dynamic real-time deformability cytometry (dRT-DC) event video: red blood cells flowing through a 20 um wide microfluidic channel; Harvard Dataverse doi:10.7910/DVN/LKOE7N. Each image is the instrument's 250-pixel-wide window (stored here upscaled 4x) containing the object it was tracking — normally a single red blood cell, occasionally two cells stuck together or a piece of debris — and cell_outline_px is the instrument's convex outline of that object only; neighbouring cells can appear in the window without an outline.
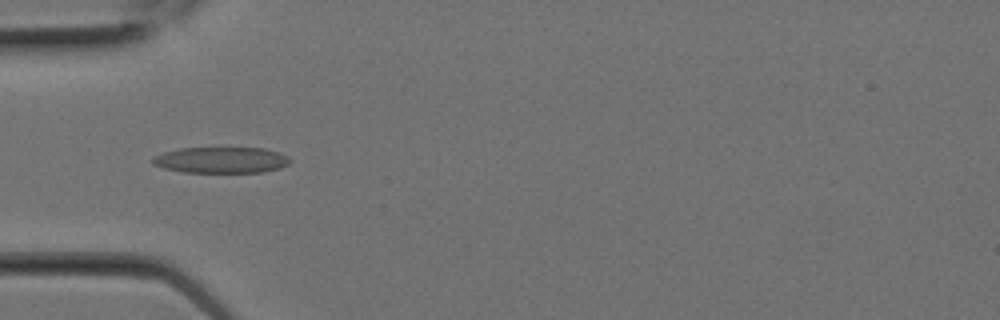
{"species": "Egyptian fruit bat (a non-hibernating species)", "species_latin": "Rousettus aegyptiacus", "temperature_condition": "room temperature", "stored_images_in_passage": 7, "camera_frame_rate_fps": 3000, "um_per_image_px": 0.085, "animal": {"sex": "female"}, "frame": {"image": 1, "passage_image": 6, "time_ms": 1.667, "image_size_px": [1000, 320], "cell_outline_px": [[292, 160], [288, 164], [280, 168], [264, 172], [184, 172], [164, 168], [152, 164], [152, 160], [156, 156], [164, 152], [180, 148], [264, 148], [280, 152], [288, 156]], "centroid_in_image_um": [18.85, 13.6], "position_along_channel_um": 66.2, "area_um2": 20.87}}
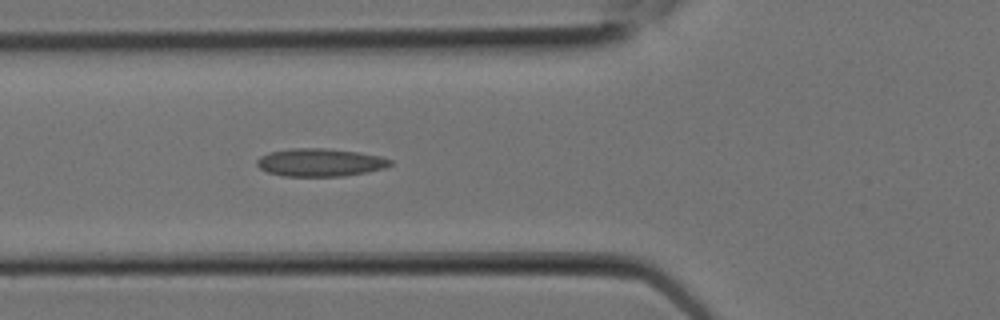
{"frame": {"image": 2, "passage_image": 7, "time_ms": 2.0, "image_size_px": [1000, 320], "cell_outline_px": [[392, 164], [384, 168], [368, 172], [344, 176], [284, 176], [268, 172], [260, 168], [256, 164], [256, 160], [260, 156], [268, 152], [292, 148], [324, 148], [356, 152], [380, 156], [392, 160]], "centroid_in_image_um": [27.19, 13.81], "position_along_channel_um": 98.6, "area_um2": 21.68}}